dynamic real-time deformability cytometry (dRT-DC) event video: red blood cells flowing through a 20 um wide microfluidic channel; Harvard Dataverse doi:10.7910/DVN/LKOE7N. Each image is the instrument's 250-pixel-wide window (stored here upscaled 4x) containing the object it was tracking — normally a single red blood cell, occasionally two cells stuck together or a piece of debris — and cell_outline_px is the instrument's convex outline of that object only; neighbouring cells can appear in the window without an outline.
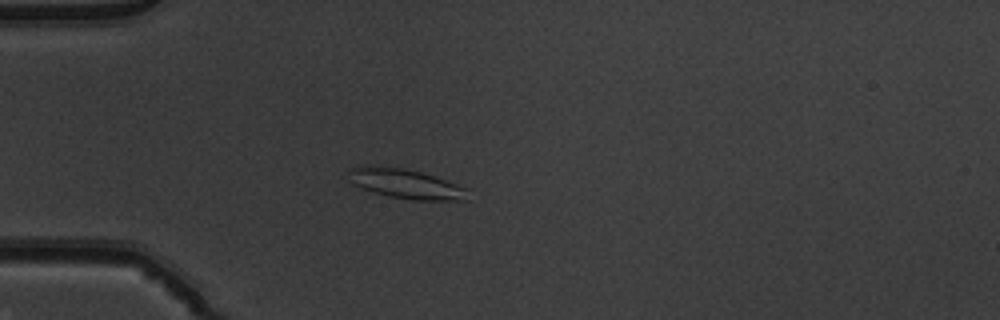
{"species": "common noctule bat (a hibernating species)", "species_latin": "Nyctalus noctula", "temperature_condition": "warm", "stored_images_in_passage": 42, "camera_frame_rate_fps": 3000, "um_per_image_px": 0.085, "animal": {"sex": "male", "body_mass_g": 19.5, "forearm_length_mm": 54.6}, "frame": {"image": 1, "passage_image": 5, "time_ms": 1.333, "image_size_px": [1000, 320], "cell_outline_px": [[468, 200], [412, 200], [388, 196], [372, 192], [352, 184], [348, 172], [348, 168], [360, 164], [372, 164], [404, 168], [420, 172], [468, 188]], "centroid_in_image_um": [34.41, 15.6], "position_along_channel_um": 50.6, "area_um2": 20.92}}
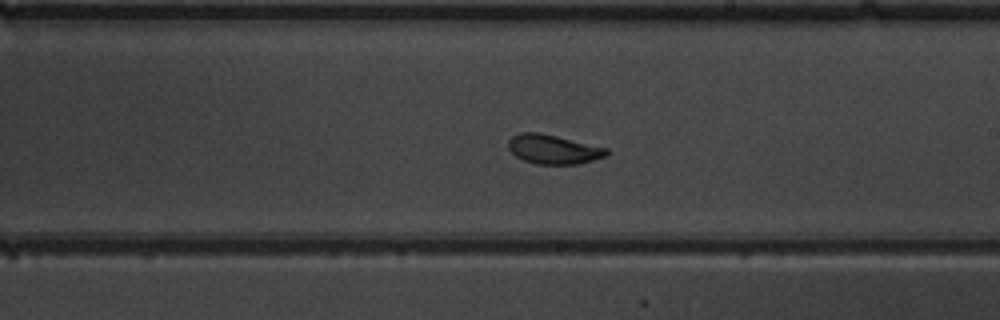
{"frame": {"image": 2, "passage_image": 21, "time_ms": 6.667, "image_size_px": [1000, 320], "cell_outline_px": [[608, 152], [604, 156], [580, 164], [536, 164], [524, 160], [516, 156], [508, 148], [508, 140], [512, 136], [520, 132], [540, 132], [608, 148]], "centroid_in_image_um": [47.0, 12.68], "position_along_channel_um": 242.0, "area_um2": 16.7}}
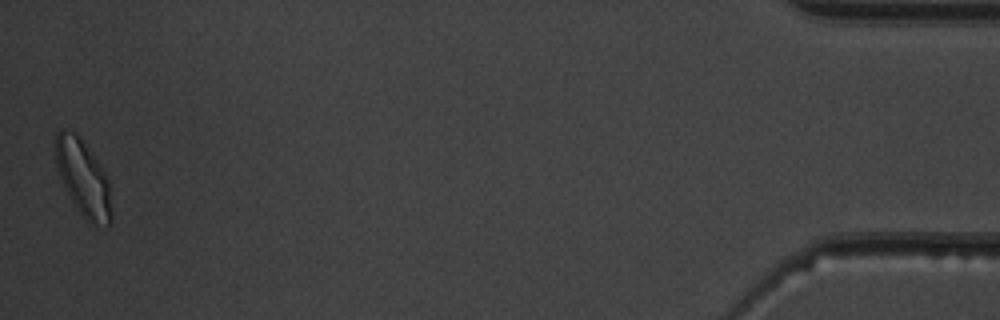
{"frame": {"image": 3, "passage_image": 42, "time_ms": 13.667, "image_size_px": [1000, 320], "cell_outline_px": [[112, 220], [108, 224], [96, 224], [88, 220], [80, 212], [72, 200], [60, 176], [56, 164], [56, 132], [60, 128], [64, 128], [76, 132], [80, 136], [104, 172], [108, 180], [112, 212]], "centroid_in_image_um": [7.07, 15.08], "position_along_channel_um": 428.1, "area_um2": 24.22}, "authors_computed_cell_mechanics": {"area_um2": 17.6868, "velocity_mm_per_s": 3.882, "shape_relaxation_time_tau1_ms": 4.4411, "shape_relaxation_time_tau2_ms": 0.9654, "deformation_change_tau1": 0.1443, "deformation_change_tau2": 0.0466}}